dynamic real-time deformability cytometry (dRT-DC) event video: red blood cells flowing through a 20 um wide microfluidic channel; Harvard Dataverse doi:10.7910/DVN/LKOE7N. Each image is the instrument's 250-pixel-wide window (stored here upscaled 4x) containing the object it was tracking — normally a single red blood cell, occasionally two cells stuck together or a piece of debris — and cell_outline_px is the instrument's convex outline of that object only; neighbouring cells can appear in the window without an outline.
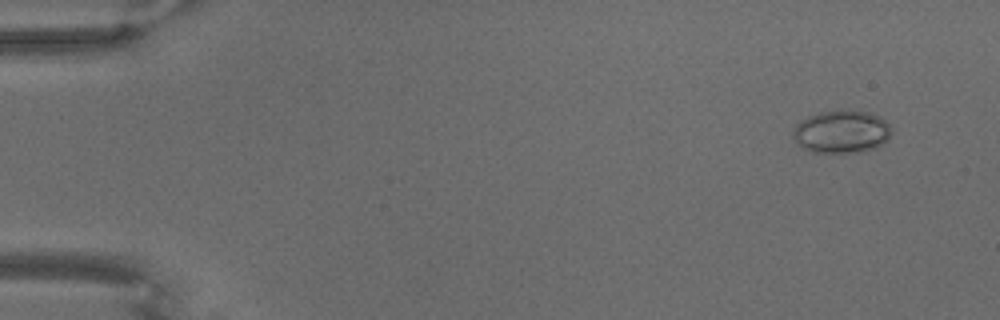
{"species": "common noctule bat (a hibernating species)", "species_latin": "Nyctalus noctula", "temperature_condition": "warm", "stored_images_in_passage": 71, "camera_frame_rate_fps": 3000, "um_per_image_px": 0.085, "animal": {"sex": "male", "body_mass_g": 18.8}, "frame": {"image": 1, "passage_image": 6, "time_ms": 1.667, "image_size_px": [1000, 320], "cell_outline_px": [[892, 132], [888, 140], [876, 148], [856, 152], [812, 152], [804, 148], [792, 136], [792, 132], [796, 124], [800, 120], [808, 116], [820, 112], [868, 112], [884, 120], [888, 124]], "centroid_in_image_um": [71.52, 11.22], "position_along_channel_um": 13.5, "area_um2": 23.99}}
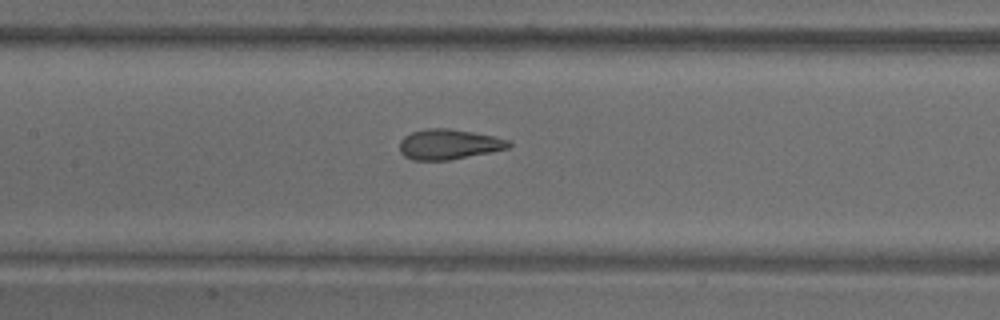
{"frame": {"image": 2, "passage_image": 35, "time_ms": 11.333, "image_size_px": [1000, 320], "cell_outline_px": [[512, 144], [508, 148], [492, 152], [448, 160], [412, 160], [404, 156], [400, 152], [400, 140], [404, 136], [412, 132], [428, 128], [448, 128], [472, 132], [492, 136], [508, 140]], "centroid_in_image_um": [38.12, 12.27], "position_along_channel_um": 169.3, "area_um2": 19.13}}
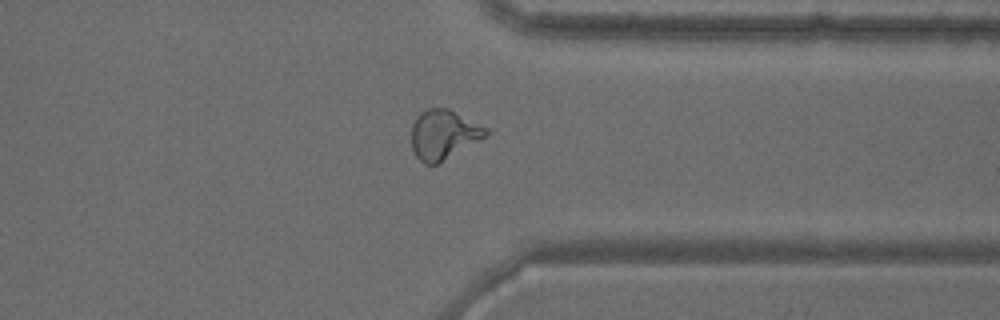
{"frame": {"image": 3, "passage_image": 56, "time_ms": 18.333, "image_size_px": [1000, 320], "cell_outline_px": [[488, 132], [484, 136], [436, 164], [424, 164], [416, 156], [412, 148], [412, 124], [416, 116], [420, 112], [428, 108], [448, 108], [488, 128]], "centroid_in_image_um": [37.65, 11.4], "position_along_channel_um": 373.8, "area_um2": 20.92}}